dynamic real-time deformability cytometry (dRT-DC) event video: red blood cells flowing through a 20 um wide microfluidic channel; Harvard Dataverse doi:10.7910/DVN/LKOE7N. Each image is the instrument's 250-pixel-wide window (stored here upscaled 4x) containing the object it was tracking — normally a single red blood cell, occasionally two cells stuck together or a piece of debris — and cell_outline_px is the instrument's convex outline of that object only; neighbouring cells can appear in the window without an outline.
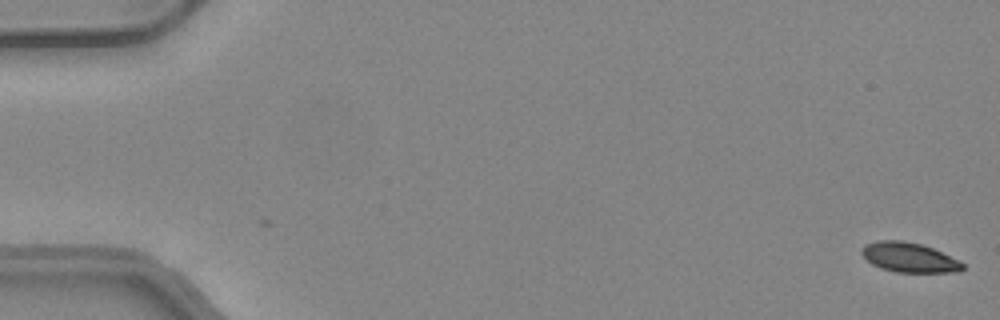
{"species": "common noctule bat (a hibernating species)", "species_latin": "Nyctalus noctula", "temperature_condition": "warm", "stored_images_in_passage": 5, "camera_frame_rate_fps": 3000, "um_per_image_px": 0.085, "animal": {"sex": "female", "body_mass_g": 24.6, "forearm_length_mm": 56.2}, "frame": {"image": 1, "passage_image": 5, "time_ms": 1.333, "image_size_px": [1000, 320], "cell_outline_px": [[964, 268], [960, 272], [896, 272], [880, 268], [872, 264], [860, 252], [860, 248], [864, 244], [880, 240], [900, 240], [920, 244], [932, 248], [960, 260], [964, 264]], "centroid_in_image_um": [77.28, 21.88], "position_along_channel_um": 7.7, "area_um2": 17.51}}